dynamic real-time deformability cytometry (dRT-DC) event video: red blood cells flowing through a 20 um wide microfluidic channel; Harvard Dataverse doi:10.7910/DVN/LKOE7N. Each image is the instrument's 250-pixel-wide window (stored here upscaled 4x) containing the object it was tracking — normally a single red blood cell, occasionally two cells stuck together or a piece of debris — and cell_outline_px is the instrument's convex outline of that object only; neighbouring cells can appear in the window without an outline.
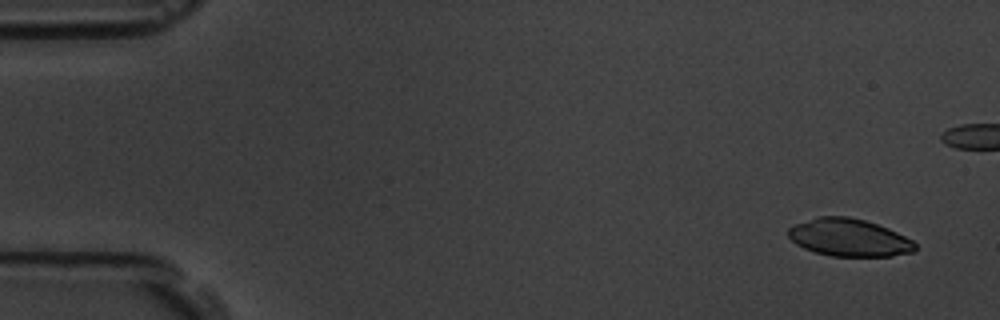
{"species": "common noctule bat (a hibernating species)", "species_latin": "Nyctalus noctula", "temperature_condition": "room temperature", "stored_images_in_passage": 8, "segment_of_instrument_passage": [1, 2], "camera_frame_rate_fps": 3000, "um_per_image_px": 0.085, "animal": {"sex": "male", "body_mass_g": 19.5, "forearm_length_mm": 54.6}, "frame": {"image": 1, "passage_image": 1, "time_ms": 0.0, "image_size_px": [1000, 320], "cell_outline_px": [[916, 248], [912, 252], [892, 256], [832, 256], [816, 252], [804, 248], [796, 244], [788, 236], [788, 228], [796, 224], [816, 216], [848, 216], [864, 220], [888, 228], [912, 240], [916, 244]], "centroid_in_image_um": [72.16, 20.19], "position_along_channel_um": 12.8, "area_um2": 27.63}}